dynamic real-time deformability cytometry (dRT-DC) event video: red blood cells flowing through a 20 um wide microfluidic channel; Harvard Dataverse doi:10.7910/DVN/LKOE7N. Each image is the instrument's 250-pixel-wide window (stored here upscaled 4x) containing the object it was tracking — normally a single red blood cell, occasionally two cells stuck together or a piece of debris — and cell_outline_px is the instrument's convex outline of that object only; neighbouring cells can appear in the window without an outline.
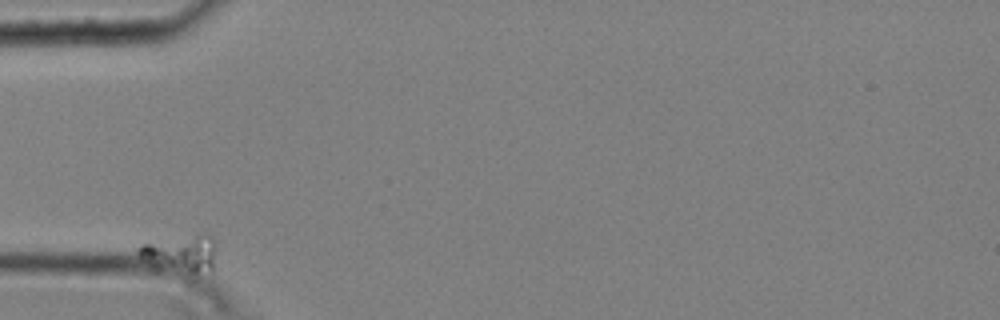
{"species": "common noctule bat (a hibernating species)", "species_latin": "Nyctalus noctula", "temperature_condition": "cold", "stored_images_in_passage": 46, "camera_frame_rate_fps": 3000, "um_per_image_px": 0.085, "animal": {"sex": "male", "body_mass_g": 20.4}, "frame": {"image": 1, "passage_image": 1, "time_ms": 0.0, "image_size_px": [1000, 320], "cell_outline_px": [[216, 252], [212, 276], [188, 272], [156, 264], [140, 256], [136, 252], [144, 244], [204, 232], [208, 232], [216, 240]], "centroid_in_image_um": [15.6, 21.52], "position_along_channel_um": 69.4, "area_um2": 16.65}}
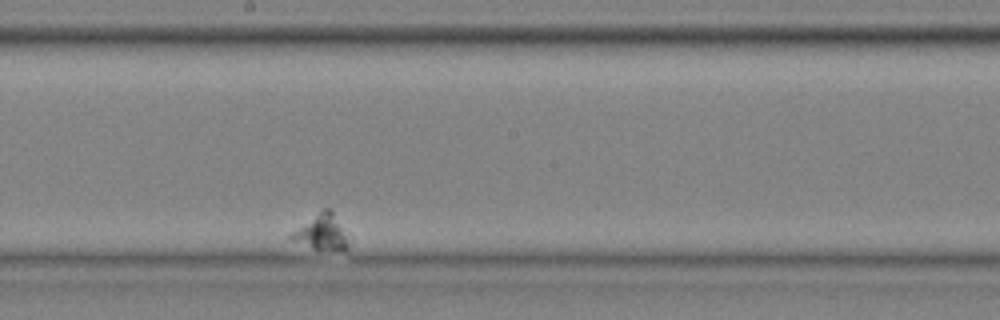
{"frame": {"image": 2, "passage_image": 27, "time_ms": 8.667, "image_size_px": [1000, 320], "cell_outline_px": [[348, 248], [312, 248], [292, 240], [288, 236], [292, 232], [324, 208], [332, 208], [348, 244]], "centroid_in_image_um": [27.28, 19.7], "position_along_channel_um": 220.9, "area_um2": 10.87}}
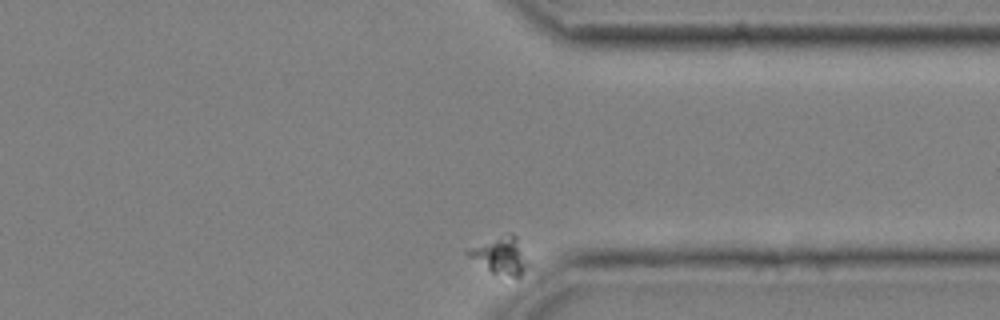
{"frame": {"image": 3, "passage_image": 46, "time_ms": 15.0, "image_size_px": [1000, 320], "cell_outline_px": [[528, 264], [520, 276], [512, 276], [492, 272], [468, 256], [464, 252], [472, 248], [508, 232], [512, 232], [516, 236]], "centroid_in_image_um": [42.56, 21.7], "position_along_channel_um": 368.8, "area_um2": 12.25}}